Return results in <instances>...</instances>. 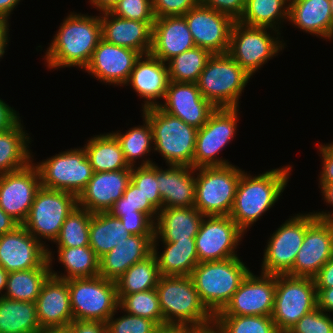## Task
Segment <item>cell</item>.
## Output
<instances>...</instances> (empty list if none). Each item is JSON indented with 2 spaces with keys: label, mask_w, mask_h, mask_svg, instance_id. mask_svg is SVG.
Returning <instances> with one entry per match:
<instances>
[{
  "label": "cell",
  "mask_w": 333,
  "mask_h": 333,
  "mask_svg": "<svg viewBox=\"0 0 333 333\" xmlns=\"http://www.w3.org/2000/svg\"><path fill=\"white\" fill-rule=\"evenodd\" d=\"M50 275L51 268H34L10 272L3 297L35 303L42 286Z\"/></svg>",
  "instance_id": "ab89813d"
},
{
  "label": "cell",
  "mask_w": 333,
  "mask_h": 333,
  "mask_svg": "<svg viewBox=\"0 0 333 333\" xmlns=\"http://www.w3.org/2000/svg\"><path fill=\"white\" fill-rule=\"evenodd\" d=\"M291 169L283 166L257 176L242 172L229 216L244 233L282 196Z\"/></svg>",
  "instance_id": "7a4b0ae2"
},
{
  "label": "cell",
  "mask_w": 333,
  "mask_h": 333,
  "mask_svg": "<svg viewBox=\"0 0 333 333\" xmlns=\"http://www.w3.org/2000/svg\"><path fill=\"white\" fill-rule=\"evenodd\" d=\"M200 0H152L155 18L165 16H184Z\"/></svg>",
  "instance_id": "816d5d0a"
},
{
  "label": "cell",
  "mask_w": 333,
  "mask_h": 333,
  "mask_svg": "<svg viewBox=\"0 0 333 333\" xmlns=\"http://www.w3.org/2000/svg\"><path fill=\"white\" fill-rule=\"evenodd\" d=\"M192 333H223L215 322L207 326L192 327Z\"/></svg>",
  "instance_id": "003e7915"
},
{
  "label": "cell",
  "mask_w": 333,
  "mask_h": 333,
  "mask_svg": "<svg viewBox=\"0 0 333 333\" xmlns=\"http://www.w3.org/2000/svg\"><path fill=\"white\" fill-rule=\"evenodd\" d=\"M317 290V307L320 310L333 313V287L316 288Z\"/></svg>",
  "instance_id": "94428289"
},
{
  "label": "cell",
  "mask_w": 333,
  "mask_h": 333,
  "mask_svg": "<svg viewBox=\"0 0 333 333\" xmlns=\"http://www.w3.org/2000/svg\"><path fill=\"white\" fill-rule=\"evenodd\" d=\"M154 235H131L99 259V276L118 280L133 264L153 253Z\"/></svg>",
  "instance_id": "83f0119b"
},
{
  "label": "cell",
  "mask_w": 333,
  "mask_h": 333,
  "mask_svg": "<svg viewBox=\"0 0 333 333\" xmlns=\"http://www.w3.org/2000/svg\"><path fill=\"white\" fill-rule=\"evenodd\" d=\"M239 108H217L208 121L197 130L193 168L231 164L217 154L234 139Z\"/></svg>",
  "instance_id": "5bb4252c"
},
{
  "label": "cell",
  "mask_w": 333,
  "mask_h": 333,
  "mask_svg": "<svg viewBox=\"0 0 333 333\" xmlns=\"http://www.w3.org/2000/svg\"><path fill=\"white\" fill-rule=\"evenodd\" d=\"M21 0H0V17L3 18L7 23L13 9L18 6ZM17 5V6H16Z\"/></svg>",
  "instance_id": "e7e4bbea"
},
{
  "label": "cell",
  "mask_w": 333,
  "mask_h": 333,
  "mask_svg": "<svg viewBox=\"0 0 333 333\" xmlns=\"http://www.w3.org/2000/svg\"><path fill=\"white\" fill-rule=\"evenodd\" d=\"M204 215L195 207L162 208L154 224V238L176 242L195 238Z\"/></svg>",
  "instance_id": "f546056e"
},
{
  "label": "cell",
  "mask_w": 333,
  "mask_h": 333,
  "mask_svg": "<svg viewBox=\"0 0 333 333\" xmlns=\"http://www.w3.org/2000/svg\"><path fill=\"white\" fill-rule=\"evenodd\" d=\"M118 299V310L150 319L158 326L163 325V315L156 288L128 295H118Z\"/></svg>",
  "instance_id": "ee69618b"
},
{
  "label": "cell",
  "mask_w": 333,
  "mask_h": 333,
  "mask_svg": "<svg viewBox=\"0 0 333 333\" xmlns=\"http://www.w3.org/2000/svg\"><path fill=\"white\" fill-rule=\"evenodd\" d=\"M87 142L84 149L94 172L132 168L125 160L119 141L111 132L94 135Z\"/></svg>",
  "instance_id": "e575fe53"
},
{
  "label": "cell",
  "mask_w": 333,
  "mask_h": 333,
  "mask_svg": "<svg viewBox=\"0 0 333 333\" xmlns=\"http://www.w3.org/2000/svg\"><path fill=\"white\" fill-rule=\"evenodd\" d=\"M144 159L141 165L131 168V182L140 189L144 199L159 212L162 209V198L156 178V164L150 158Z\"/></svg>",
  "instance_id": "bcb514c9"
},
{
  "label": "cell",
  "mask_w": 333,
  "mask_h": 333,
  "mask_svg": "<svg viewBox=\"0 0 333 333\" xmlns=\"http://www.w3.org/2000/svg\"><path fill=\"white\" fill-rule=\"evenodd\" d=\"M9 28L7 27L1 34H0V59L5 54V50L7 48V44L9 42L8 35H9Z\"/></svg>",
  "instance_id": "a7ac6f4b"
},
{
  "label": "cell",
  "mask_w": 333,
  "mask_h": 333,
  "mask_svg": "<svg viewBox=\"0 0 333 333\" xmlns=\"http://www.w3.org/2000/svg\"><path fill=\"white\" fill-rule=\"evenodd\" d=\"M333 256V224L315 219L307 228L290 276L314 278Z\"/></svg>",
  "instance_id": "ffe728a7"
},
{
  "label": "cell",
  "mask_w": 333,
  "mask_h": 333,
  "mask_svg": "<svg viewBox=\"0 0 333 333\" xmlns=\"http://www.w3.org/2000/svg\"><path fill=\"white\" fill-rule=\"evenodd\" d=\"M131 181V168L94 172L84 190L77 197L78 206L90 213L108 212L123 196Z\"/></svg>",
  "instance_id": "603a6c76"
},
{
  "label": "cell",
  "mask_w": 333,
  "mask_h": 333,
  "mask_svg": "<svg viewBox=\"0 0 333 333\" xmlns=\"http://www.w3.org/2000/svg\"><path fill=\"white\" fill-rule=\"evenodd\" d=\"M9 26V23H7L3 18H0V34Z\"/></svg>",
  "instance_id": "8c879c8a"
},
{
  "label": "cell",
  "mask_w": 333,
  "mask_h": 333,
  "mask_svg": "<svg viewBox=\"0 0 333 333\" xmlns=\"http://www.w3.org/2000/svg\"><path fill=\"white\" fill-rule=\"evenodd\" d=\"M243 235L230 216H204L195 237L199 263L238 257L235 250Z\"/></svg>",
  "instance_id": "2e32d148"
},
{
  "label": "cell",
  "mask_w": 333,
  "mask_h": 333,
  "mask_svg": "<svg viewBox=\"0 0 333 333\" xmlns=\"http://www.w3.org/2000/svg\"><path fill=\"white\" fill-rule=\"evenodd\" d=\"M289 22L306 33L333 39L329 0H289Z\"/></svg>",
  "instance_id": "4dcf8cb0"
},
{
  "label": "cell",
  "mask_w": 333,
  "mask_h": 333,
  "mask_svg": "<svg viewBox=\"0 0 333 333\" xmlns=\"http://www.w3.org/2000/svg\"><path fill=\"white\" fill-rule=\"evenodd\" d=\"M141 54L101 39L85 71L103 83L124 86Z\"/></svg>",
  "instance_id": "7402d4cb"
},
{
  "label": "cell",
  "mask_w": 333,
  "mask_h": 333,
  "mask_svg": "<svg viewBox=\"0 0 333 333\" xmlns=\"http://www.w3.org/2000/svg\"><path fill=\"white\" fill-rule=\"evenodd\" d=\"M41 329L66 328L73 321L68 282L52 275L35 301Z\"/></svg>",
  "instance_id": "cb8c5ba5"
},
{
  "label": "cell",
  "mask_w": 333,
  "mask_h": 333,
  "mask_svg": "<svg viewBox=\"0 0 333 333\" xmlns=\"http://www.w3.org/2000/svg\"><path fill=\"white\" fill-rule=\"evenodd\" d=\"M288 19L289 0H246L239 22L248 26L274 29L276 35V32H280L278 28H281V20L284 22Z\"/></svg>",
  "instance_id": "8d00e7d4"
},
{
  "label": "cell",
  "mask_w": 333,
  "mask_h": 333,
  "mask_svg": "<svg viewBox=\"0 0 333 333\" xmlns=\"http://www.w3.org/2000/svg\"><path fill=\"white\" fill-rule=\"evenodd\" d=\"M212 54L201 47L174 56L166 62L169 81L196 83Z\"/></svg>",
  "instance_id": "60d3db41"
},
{
  "label": "cell",
  "mask_w": 333,
  "mask_h": 333,
  "mask_svg": "<svg viewBox=\"0 0 333 333\" xmlns=\"http://www.w3.org/2000/svg\"><path fill=\"white\" fill-rule=\"evenodd\" d=\"M195 47L184 16L156 18L153 24L150 54L167 62L176 55Z\"/></svg>",
  "instance_id": "4316f807"
},
{
  "label": "cell",
  "mask_w": 333,
  "mask_h": 333,
  "mask_svg": "<svg viewBox=\"0 0 333 333\" xmlns=\"http://www.w3.org/2000/svg\"><path fill=\"white\" fill-rule=\"evenodd\" d=\"M330 2V9H331V14H332V19H333V0H329Z\"/></svg>",
  "instance_id": "753ad0ef"
},
{
  "label": "cell",
  "mask_w": 333,
  "mask_h": 333,
  "mask_svg": "<svg viewBox=\"0 0 333 333\" xmlns=\"http://www.w3.org/2000/svg\"><path fill=\"white\" fill-rule=\"evenodd\" d=\"M322 155V171L320 172L319 183H333V142L319 145Z\"/></svg>",
  "instance_id": "11a10c76"
},
{
  "label": "cell",
  "mask_w": 333,
  "mask_h": 333,
  "mask_svg": "<svg viewBox=\"0 0 333 333\" xmlns=\"http://www.w3.org/2000/svg\"><path fill=\"white\" fill-rule=\"evenodd\" d=\"M8 274L9 273L0 265V297H3V290H6Z\"/></svg>",
  "instance_id": "89a4df30"
},
{
  "label": "cell",
  "mask_w": 333,
  "mask_h": 333,
  "mask_svg": "<svg viewBox=\"0 0 333 333\" xmlns=\"http://www.w3.org/2000/svg\"><path fill=\"white\" fill-rule=\"evenodd\" d=\"M184 18L195 46L213 54H226L229 49L234 20L199 3L191 8Z\"/></svg>",
  "instance_id": "d6986e66"
},
{
  "label": "cell",
  "mask_w": 333,
  "mask_h": 333,
  "mask_svg": "<svg viewBox=\"0 0 333 333\" xmlns=\"http://www.w3.org/2000/svg\"><path fill=\"white\" fill-rule=\"evenodd\" d=\"M243 171L232 164L196 168L194 207L204 216H229Z\"/></svg>",
  "instance_id": "52a82bcc"
},
{
  "label": "cell",
  "mask_w": 333,
  "mask_h": 333,
  "mask_svg": "<svg viewBox=\"0 0 333 333\" xmlns=\"http://www.w3.org/2000/svg\"><path fill=\"white\" fill-rule=\"evenodd\" d=\"M287 333H333V318L317 307L305 314Z\"/></svg>",
  "instance_id": "f907efd6"
},
{
  "label": "cell",
  "mask_w": 333,
  "mask_h": 333,
  "mask_svg": "<svg viewBox=\"0 0 333 333\" xmlns=\"http://www.w3.org/2000/svg\"><path fill=\"white\" fill-rule=\"evenodd\" d=\"M152 128L154 152L166 160L167 165L193 167L197 128L180 118L171 116L159 107L142 110Z\"/></svg>",
  "instance_id": "5b68a950"
},
{
  "label": "cell",
  "mask_w": 333,
  "mask_h": 333,
  "mask_svg": "<svg viewBox=\"0 0 333 333\" xmlns=\"http://www.w3.org/2000/svg\"><path fill=\"white\" fill-rule=\"evenodd\" d=\"M250 78L228 53L213 54L196 84L216 108H239V98Z\"/></svg>",
  "instance_id": "8992f818"
},
{
  "label": "cell",
  "mask_w": 333,
  "mask_h": 333,
  "mask_svg": "<svg viewBox=\"0 0 333 333\" xmlns=\"http://www.w3.org/2000/svg\"><path fill=\"white\" fill-rule=\"evenodd\" d=\"M35 165L41 187L69 192L77 197L94 174L84 147L68 149Z\"/></svg>",
  "instance_id": "8fae6325"
},
{
  "label": "cell",
  "mask_w": 333,
  "mask_h": 333,
  "mask_svg": "<svg viewBox=\"0 0 333 333\" xmlns=\"http://www.w3.org/2000/svg\"><path fill=\"white\" fill-rule=\"evenodd\" d=\"M154 333H192V327L188 325L164 324L158 326Z\"/></svg>",
  "instance_id": "be15d7a7"
},
{
  "label": "cell",
  "mask_w": 333,
  "mask_h": 333,
  "mask_svg": "<svg viewBox=\"0 0 333 333\" xmlns=\"http://www.w3.org/2000/svg\"><path fill=\"white\" fill-rule=\"evenodd\" d=\"M165 170L156 165V178L162 208L194 207L195 169L191 166L168 165Z\"/></svg>",
  "instance_id": "f1b7e54d"
},
{
  "label": "cell",
  "mask_w": 333,
  "mask_h": 333,
  "mask_svg": "<svg viewBox=\"0 0 333 333\" xmlns=\"http://www.w3.org/2000/svg\"><path fill=\"white\" fill-rule=\"evenodd\" d=\"M319 188L321 189L322 197L324 198V202L333 207V183H319ZM321 186V187H320ZM317 219L324 221H332L333 220V211L326 213V211L322 212H312Z\"/></svg>",
  "instance_id": "91938a15"
},
{
  "label": "cell",
  "mask_w": 333,
  "mask_h": 333,
  "mask_svg": "<svg viewBox=\"0 0 333 333\" xmlns=\"http://www.w3.org/2000/svg\"><path fill=\"white\" fill-rule=\"evenodd\" d=\"M156 290L163 325L202 327L214 322V316L201 302L190 276L161 275Z\"/></svg>",
  "instance_id": "277c9868"
},
{
  "label": "cell",
  "mask_w": 333,
  "mask_h": 333,
  "mask_svg": "<svg viewBox=\"0 0 333 333\" xmlns=\"http://www.w3.org/2000/svg\"><path fill=\"white\" fill-rule=\"evenodd\" d=\"M92 214L77 206L65 219L54 241L57 247L89 246V225Z\"/></svg>",
  "instance_id": "7bdbcfd3"
},
{
  "label": "cell",
  "mask_w": 333,
  "mask_h": 333,
  "mask_svg": "<svg viewBox=\"0 0 333 333\" xmlns=\"http://www.w3.org/2000/svg\"><path fill=\"white\" fill-rule=\"evenodd\" d=\"M0 333H43L36 304L0 297Z\"/></svg>",
  "instance_id": "d590c367"
},
{
  "label": "cell",
  "mask_w": 333,
  "mask_h": 333,
  "mask_svg": "<svg viewBox=\"0 0 333 333\" xmlns=\"http://www.w3.org/2000/svg\"><path fill=\"white\" fill-rule=\"evenodd\" d=\"M223 333H280L271 316H214Z\"/></svg>",
  "instance_id": "f6af8a7d"
},
{
  "label": "cell",
  "mask_w": 333,
  "mask_h": 333,
  "mask_svg": "<svg viewBox=\"0 0 333 333\" xmlns=\"http://www.w3.org/2000/svg\"><path fill=\"white\" fill-rule=\"evenodd\" d=\"M102 39L106 42L150 54L154 22L124 19L110 12L100 13Z\"/></svg>",
  "instance_id": "d4e9b609"
},
{
  "label": "cell",
  "mask_w": 333,
  "mask_h": 333,
  "mask_svg": "<svg viewBox=\"0 0 333 333\" xmlns=\"http://www.w3.org/2000/svg\"><path fill=\"white\" fill-rule=\"evenodd\" d=\"M40 188V174L32 162L22 169L0 174V207L22 225Z\"/></svg>",
  "instance_id": "ac0fdd59"
},
{
  "label": "cell",
  "mask_w": 333,
  "mask_h": 333,
  "mask_svg": "<svg viewBox=\"0 0 333 333\" xmlns=\"http://www.w3.org/2000/svg\"><path fill=\"white\" fill-rule=\"evenodd\" d=\"M268 29L274 30L244 25L239 21L233 24L227 53L251 76L286 45L280 41V33L274 37Z\"/></svg>",
  "instance_id": "7c38bea8"
},
{
  "label": "cell",
  "mask_w": 333,
  "mask_h": 333,
  "mask_svg": "<svg viewBox=\"0 0 333 333\" xmlns=\"http://www.w3.org/2000/svg\"><path fill=\"white\" fill-rule=\"evenodd\" d=\"M52 251L41 244L23 225L0 235V265L8 272L51 268Z\"/></svg>",
  "instance_id": "9a60e30c"
},
{
  "label": "cell",
  "mask_w": 333,
  "mask_h": 333,
  "mask_svg": "<svg viewBox=\"0 0 333 333\" xmlns=\"http://www.w3.org/2000/svg\"><path fill=\"white\" fill-rule=\"evenodd\" d=\"M135 211L147 213L154 221L157 219L158 211L144 199L140 189L130 181L123 196L108 212L118 218L121 214H135Z\"/></svg>",
  "instance_id": "7dc6e473"
},
{
  "label": "cell",
  "mask_w": 333,
  "mask_h": 333,
  "mask_svg": "<svg viewBox=\"0 0 333 333\" xmlns=\"http://www.w3.org/2000/svg\"><path fill=\"white\" fill-rule=\"evenodd\" d=\"M126 314L114 318L116 312L106 322L108 333H154L158 325L147 318Z\"/></svg>",
  "instance_id": "c3c4849f"
},
{
  "label": "cell",
  "mask_w": 333,
  "mask_h": 333,
  "mask_svg": "<svg viewBox=\"0 0 333 333\" xmlns=\"http://www.w3.org/2000/svg\"><path fill=\"white\" fill-rule=\"evenodd\" d=\"M143 119L144 125L129 128L130 130H126V133H121L119 130L116 133L112 131L119 141L125 160L130 167L136 165L134 163L137 159L148 156L151 150H154L151 125L145 117Z\"/></svg>",
  "instance_id": "b9f144b4"
},
{
  "label": "cell",
  "mask_w": 333,
  "mask_h": 333,
  "mask_svg": "<svg viewBox=\"0 0 333 333\" xmlns=\"http://www.w3.org/2000/svg\"><path fill=\"white\" fill-rule=\"evenodd\" d=\"M118 218L132 235H154L155 221L147 213L135 211V214H121Z\"/></svg>",
  "instance_id": "f5cc1de1"
},
{
  "label": "cell",
  "mask_w": 333,
  "mask_h": 333,
  "mask_svg": "<svg viewBox=\"0 0 333 333\" xmlns=\"http://www.w3.org/2000/svg\"><path fill=\"white\" fill-rule=\"evenodd\" d=\"M110 13L135 21L154 22L156 19L152 0H119Z\"/></svg>",
  "instance_id": "681fc988"
},
{
  "label": "cell",
  "mask_w": 333,
  "mask_h": 333,
  "mask_svg": "<svg viewBox=\"0 0 333 333\" xmlns=\"http://www.w3.org/2000/svg\"><path fill=\"white\" fill-rule=\"evenodd\" d=\"M68 282L73 320L106 323L118 310L116 283L101 276L74 278Z\"/></svg>",
  "instance_id": "ba28073f"
},
{
  "label": "cell",
  "mask_w": 333,
  "mask_h": 333,
  "mask_svg": "<svg viewBox=\"0 0 333 333\" xmlns=\"http://www.w3.org/2000/svg\"><path fill=\"white\" fill-rule=\"evenodd\" d=\"M158 239H153V253L158 262L160 274L163 276H190L199 264L195 238L176 242H162L165 248L158 255Z\"/></svg>",
  "instance_id": "1f68e13d"
},
{
  "label": "cell",
  "mask_w": 333,
  "mask_h": 333,
  "mask_svg": "<svg viewBox=\"0 0 333 333\" xmlns=\"http://www.w3.org/2000/svg\"><path fill=\"white\" fill-rule=\"evenodd\" d=\"M18 115L12 107L0 99V132L14 126L20 120V116Z\"/></svg>",
  "instance_id": "6f0895ef"
},
{
  "label": "cell",
  "mask_w": 333,
  "mask_h": 333,
  "mask_svg": "<svg viewBox=\"0 0 333 333\" xmlns=\"http://www.w3.org/2000/svg\"><path fill=\"white\" fill-rule=\"evenodd\" d=\"M64 18L47 48L44 59L50 69L79 67L85 69L102 39L99 16L70 12Z\"/></svg>",
  "instance_id": "6da1fadb"
},
{
  "label": "cell",
  "mask_w": 333,
  "mask_h": 333,
  "mask_svg": "<svg viewBox=\"0 0 333 333\" xmlns=\"http://www.w3.org/2000/svg\"><path fill=\"white\" fill-rule=\"evenodd\" d=\"M68 328L72 333H108L106 323L99 321L73 320Z\"/></svg>",
  "instance_id": "9f6ffc18"
},
{
  "label": "cell",
  "mask_w": 333,
  "mask_h": 333,
  "mask_svg": "<svg viewBox=\"0 0 333 333\" xmlns=\"http://www.w3.org/2000/svg\"><path fill=\"white\" fill-rule=\"evenodd\" d=\"M169 83L167 64L151 54L141 55L136 61L130 78L125 84L131 85L133 90L144 99L143 110L158 107L161 98L164 99Z\"/></svg>",
  "instance_id": "484cf974"
},
{
  "label": "cell",
  "mask_w": 333,
  "mask_h": 333,
  "mask_svg": "<svg viewBox=\"0 0 333 333\" xmlns=\"http://www.w3.org/2000/svg\"><path fill=\"white\" fill-rule=\"evenodd\" d=\"M131 235L121 220L109 212L92 214L89 225V246L99 259Z\"/></svg>",
  "instance_id": "836d02e7"
},
{
  "label": "cell",
  "mask_w": 333,
  "mask_h": 333,
  "mask_svg": "<svg viewBox=\"0 0 333 333\" xmlns=\"http://www.w3.org/2000/svg\"><path fill=\"white\" fill-rule=\"evenodd\" d=\"M249 272L244 262L234 257L200 262L190 277L201 302L215 316L226 306Z\"/></svg>",
  "instance_id": "3957f363"
},
{
  "label": "cell",
  "mask_w": 333,
  "mask_h": 333,
  "mask_svg": "<svg viewBox=\"0 0 333 333\" xmlns=\"http://www.w3.org/2000/svg\"><path fill=\"white\" fill-rule=\"evenodd\" d=\"M23 129L20 119L8 130L0 132V174L22 169L33 162L28 149L31 138Z\"/></svg>",
  "instance_id": "d6a6232c"
},
{
  "label": "cell",
  "mask_w": 333,
  "mask_h": 333,
  "mask_svg": "<svg viewBox=\"0 0 333 333\" xmlns=\"http://www.w3.org/2000/svg\"><path fill=\"white\" fill-rule=\"evenodd\" d=\"M58 261L63 264L67 274H58L51 268V275L69 280L91 278L99 275V258L90 246L57 247Z\"/></svg>",
  "instance_id": "74e56055"
},
{
  "label": "cell",
  "mask_w": 333,
  "mask_h": 333,
  "mask_svg": "<svg viewBox=\"0 0 333 333\" xmlns=\"http://www.w3.org/2000/svg\"><path fill=\"white\" fill-rule=\"evenodd\" d=\"M161 277L154 253L146 259L133 264L115 281L117 294L128 295L155 289Z\"/></svg>",
  "instance_id": "f35d334b"
},
{
  "label": "cell",
  "mask_w": 333,
  "mask_h": 333,
  "mask_svg": "<svg viewBox=\"0 0 333 333\" xmlns=\"http://www.w3.org/2000/svg\"><path fill=\"white\" fill-rule=\"evenodd\" d=\"M313 279L316 288L333 287V256L322 266Z\"/></svg>",
  "instance_id": "680465c9"
},
{
  "label": "cell",
  "mask_w": 333,
  "mask_h": 333,
  "mask_svg": "<svg viewBox=\"0 0 333 333\" xmlns=\"http://www.w3.org/2000/svg\"><path fill=\"white\" fill-rule=\"evenodd\" d=\"M200 3L219 13L228 15L234 21L240 20L246 6V0H200Z\"/></svg>",
  "instance_id": "db71d44e"
},
{
  "label": "cell",
  "mask_w": 333,
  "mask_h": 333,
  "mask_svg": "<svg viewBox=\"0 0 333 333\" xmlns=\"http://www.w3.org/2000/svg\"><path fill=\"white\" fill-rule=\"evenodd\" d=\"M43 333H72V331L66 327V328H51L44 330Z\"/></svg>",
  "instance_id": "2644e50d"
},
{
  "label": "cell",
  "mask_w": 333,
  "mask_h": 333,
  "mask_svg": "<svg viewBox=\"0 0 333 333\" xmlns=\"http://www.w3.org/2000/svg\"><path fill=\"white\" fill-rule=\"evenodd\" d=\"M276 275L251 271L226 306L215 316H272L275 301Z\"/></svg>",
  "instance_id": "e0dca14e"
},
{
  "label": "cell",
  "mask_w": 333,
  "mask_h": 333,
  "mask_svg": "<svg viewBox=\"0 0 333 333\" xmlns=\"http://www.w3.org/2000/svg\"><path fill=\"white\" fill-rule=\"evenodd\" d=\"M316 219L312 212L295 214L289 217L270 236L264 249L262 261V273L265 274H287L295 262L299 252L306 228Z\"/></svg>",
  "instance_id": "4fadbf2b"
},
{
  "label": "cell",
  "mask_w": 333,
  "mask_h": 333,
  "mask_svg": "<svg viewBox=\"0 0 333 333\" xmlns=\"http://www.w3.org/2000/svg\"><path fill=\"white\" fill-rule=\"evenodd\" d=\"M20 224L0 207V235L14 230Z\"/></svg>",
  "instance_id": "6125c7cd"
},
{
  "label": "cell",
  "mask_w": 333,
  "mask_h": 333,
  "mask_svg": "<svg viewBox=\"0 0 333 333\" xmlns=\"http://www.w3.org/2000/svg\"><path fill=\"white\" fill-rule=\"evenodd\" d=\"M163 100L164 104L161 102L158 106L162 111L197 129L217 109L202 96L196 83L169 81Z\"/></svg>",
  "instance_id": "44dd1931"
},
{
  "label": "cell",
  "mask_w": 333,
  "mask_h": 333,
  "mask_svg": "<svg viewBox=\"0 0 333 333\" xmlns=\"http://www.w3.org/2000/svg\"><path fill=\"white\" fill-rule=\"evenodd\" d=\"M119 0H89L92 7L98 9L101 13L110 12Z\"/></svg>",
  "instance_id": "03108f58"
},
{
  "label": "cell",
  "mask_w": 333,
  "mask_h": 333,
  "mask_svg": "<svg viewBox=\"0 0 333 333\" xmlns=\"http://www.w3.org/2000/svg\"><path fill=\"white\" fill-rule=\"evenodd\" d=\"M77 206V196L74 194L41 187L22 225L47 248L42 239L54 242L65 219Z\"/></svg>",
  "instance_id": "30bf717a"
},
{
  "label": "cell",
  "mask_w": 333,
  "mask_h": 333,
  "mask_svg": "<svg viewBox=\"0 0 333 333\" xmlns=\"http://www.w3.org/2000/svg\"><path fill=\"white\" fill-rule=\"evenodd\" d=\"M317 308L313 278L276 275L272 319L280 333H287L305 314Z\"/></svg>",
  "instance_id": "9c48e42d"
}]
</instances>
